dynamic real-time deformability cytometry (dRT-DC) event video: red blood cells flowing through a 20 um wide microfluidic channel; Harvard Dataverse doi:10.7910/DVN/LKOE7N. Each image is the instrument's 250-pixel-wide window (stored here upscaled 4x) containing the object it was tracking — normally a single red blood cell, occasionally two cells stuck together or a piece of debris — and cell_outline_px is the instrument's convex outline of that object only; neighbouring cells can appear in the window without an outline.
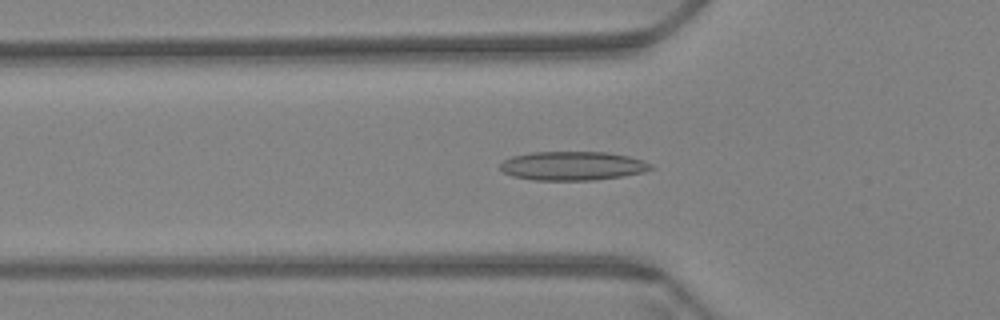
{"species": "Egyptian fruit bat (a non-hibernating species)", "species_latin": "Rousettus aegyptiacus", "temperature_condition": "warm", "stored_images_in_passage": 57, "camera_frame_rate_fps": 3000, "um_per_image_px": 0.085, "animal": {"sex": "female"}, "frame": {"image": 1, "passage_image": 18, "time_ms": 5.667, "image_size_px": [1000, 320], "cell_outline_px": [[656, 168], [644, 172], [620, 176], [592, 180], [532, 180], [512, 176], [504, 172], [500, 168], [500, 164], [504, 160], [512, 156], [532, 152], [608, 152], [628, 156], [652, 164]], "centroid_in_image_um": [48.67, 14.1], "position_along_channel_um": 77.1, "area_um2": 25.32}}
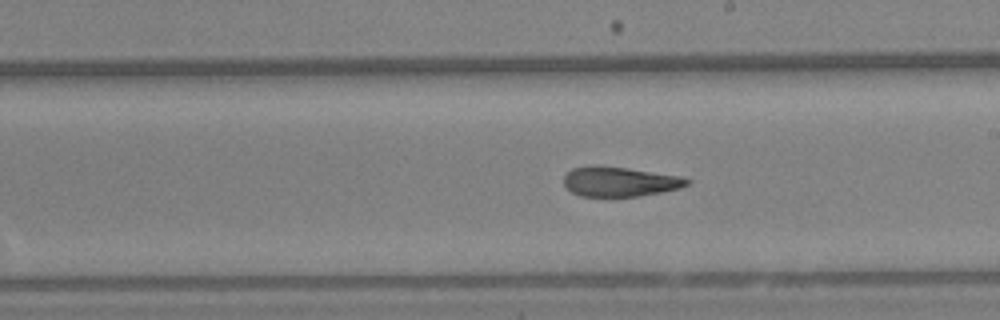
{"frame": {"image": 2, "passage_image": 32, "time_ms": 10.333, "image_size_px": [1000, 320], "cell_outline_px": [[692, 180], [688, 184], [680, 188], [640, 196], [580, 196], [572, 192], [564, 184], [564, 176], [572, 168], [596, 164], [628, 168], [680, 176]], "centroid_in_image_um": [52.66, 15.42], "position_along_channel_um": 236.3, "area_um2": 21.39}}
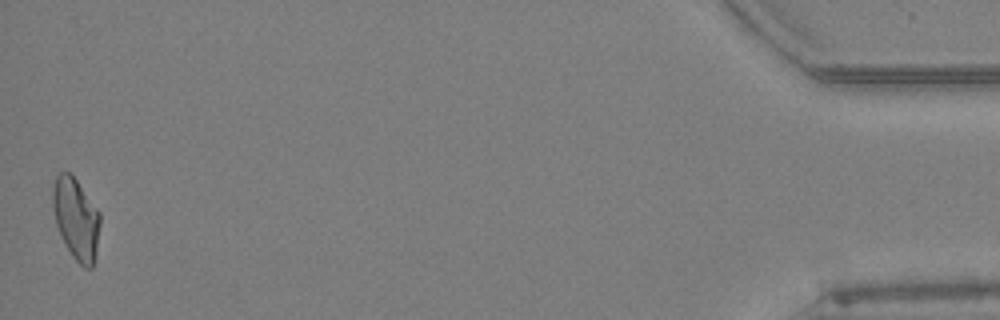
{"frame": {"image": 3, "passage_image": 57, "time_ms": 18.667, "image_size_px": [1000, 320], "cell_outline_px": [[100, 224], [96, 252], [92, 268], [84, 268], [72, 256], [64, 244], [56, 224], [52, 208], [52, 188], [56, 176], [60, 172], [68, 172], [76, 180], [100, 212]], "centroid_in_image_um": [6.45, 18.6], "position_along_channel_um": 428.7, "area_um2": 22.43}, "authors_computed_cell_mechanics": {"area_um2": 22.4842, "velocity_mm_per_s": 3.4272, "shape_relaxation_time_tau1_ms": null, "shape_relaxation_time_tau2_ms": 2.3663, "deformation_change_tau1": null, "deformation_change_tau2": 0.1072}}